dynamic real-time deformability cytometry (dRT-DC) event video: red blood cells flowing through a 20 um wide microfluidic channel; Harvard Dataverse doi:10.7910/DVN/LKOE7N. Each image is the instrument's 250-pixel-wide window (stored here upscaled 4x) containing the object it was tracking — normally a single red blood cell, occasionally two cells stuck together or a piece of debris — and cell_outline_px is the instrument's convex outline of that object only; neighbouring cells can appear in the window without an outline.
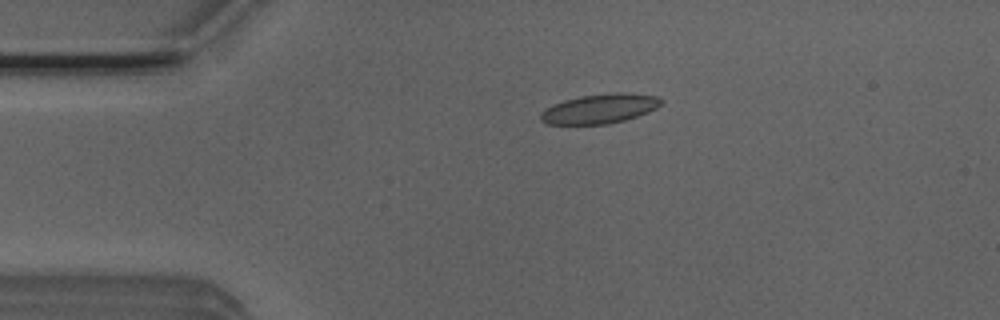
{"species": "Egyptian fruit bat (a non-hibernating species)", "species_latin": "Rousettus aegyptiacus", "temperature_condition": "room temperature", "stored_images_in_passage": 32, "camera_frame_rate_fps": 3000, "um_per_image_px": 0.085, "animal": {"sex": "male"}, "frame": {"image": 1, "passage_image": 1, "time_ms": 0.0, "image_size_px": [1000, 320], "cell_outline_px": [[664, 100], [656, 108], [636, 116], [624, 120], [608, 124], [548, 124], [540, 120], [540, 112], [544, 108], [552, 104], [564, 100], [580, 96], [616, 92], [628, 92], [660, 96]], "centroid_in_image_um": [50.97, 9.22], "position_along_channel_um": 34.0, "area_um2": 20.87}}
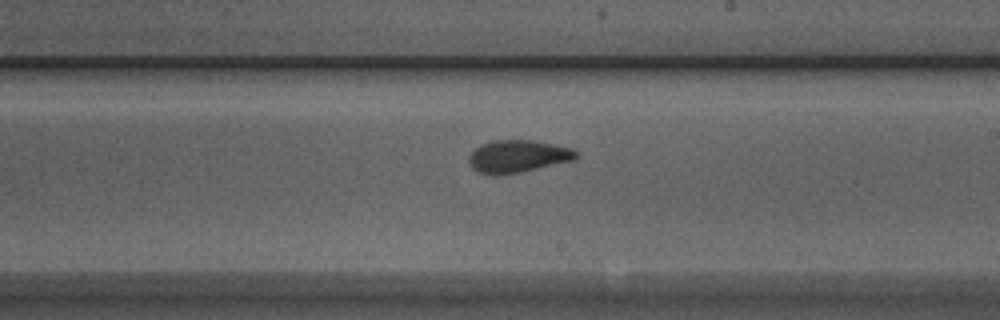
{"frame": {"image": 2, "passage_image": 20, "time_ms": 6.333, "image_size_px": [1000, 320], "cell_outline_px": [[580, 156], [576, 160], [520, 172], [496, 176], [480, 172], [472, 168], [468, 160], [468, 156], [480, 144], [492, 140], [532, 140], [572, 148], [580, 152]], "centroid_in_image_um": [44.05, 13.29], "position_along_channel_um": 244.9, "area_um2": 20.52}}
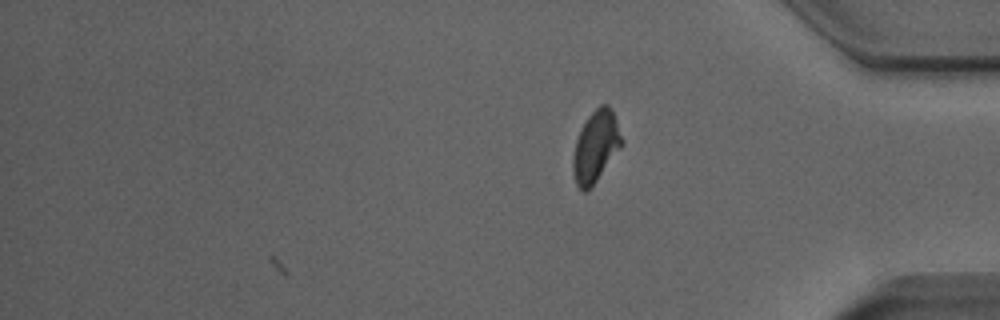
{"frame": {"image": 3, "passage_image": 32, "time_ms": 10.333, "image_size_px": [1000, 320], "cell_outline_px": [[624, 144], [596, 180], [584, 192], [576, 184], [572, 172], [572, 156], [576, 140], [588, 116], [600, 104], [608, 104], [612, 108], [624, 140]], "centroid_in_image_um": [50.66, 12.41], "position_along_channel_um": 384.5, "area_um2": 20.17}, "authors_computed_cell_mechanics": {"area_um2": 20.2589, "velocity_mm_per_s": 3.9179, "shape_relaxation_time_tau1_ms": 8.4728, "shape_relaxation_time_tau2_ms": 1.3252, "deformation_change_tau1": 0.1905, "deformation_change_tau2": 0.0534}}